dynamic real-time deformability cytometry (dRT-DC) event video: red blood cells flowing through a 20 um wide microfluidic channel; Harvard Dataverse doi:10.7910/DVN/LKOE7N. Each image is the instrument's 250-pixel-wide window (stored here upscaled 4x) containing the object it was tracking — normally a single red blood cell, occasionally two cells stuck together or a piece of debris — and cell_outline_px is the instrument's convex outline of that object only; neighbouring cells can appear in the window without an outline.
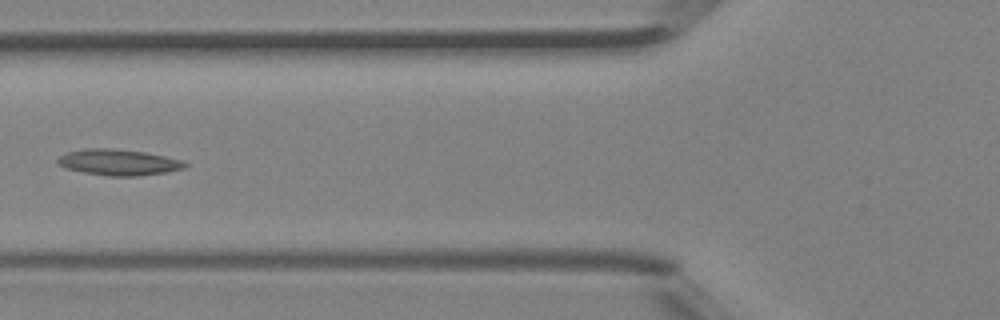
{"species": "Egyptian fruit bat (a non-hibernating species)", "species_latin": "Rousettus aegyptiacus", "temperature_condition": "room temperature", "stored_images_in_passage": 5, "camera_frame_rate_fps": 3000, "um_per_image_px": 0.085, "animal": {"sex": "female"}, "frame": {"image": 1, "passage_image": 5, "time_ms": 1.333, "image_size_px": [1000, 320], "cell_outline_px": [[188, 164], [184, 168], [164, 172], [136, 176], [108, 176], [84, 172], [64, 168], [56, 160], [60, 156], [68, 152], [88, 148], [112, 148], [144, 152], [184, 160]], "centroid_in_image_um": [10.08, 13.79], "position_along_channel_um": 115.7, "area_um2": 19.13}}